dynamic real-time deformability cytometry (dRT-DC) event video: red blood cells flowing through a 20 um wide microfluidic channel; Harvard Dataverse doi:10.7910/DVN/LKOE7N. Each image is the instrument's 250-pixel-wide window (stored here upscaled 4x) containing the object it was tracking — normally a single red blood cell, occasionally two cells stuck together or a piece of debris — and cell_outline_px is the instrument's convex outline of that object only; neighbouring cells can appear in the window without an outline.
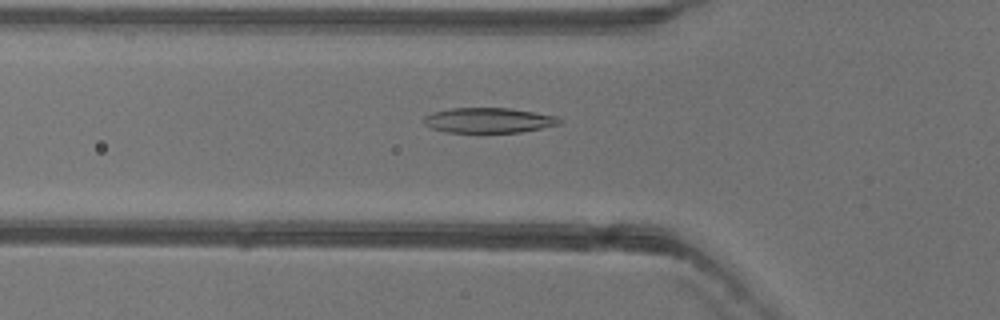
{"species": "common noctule bat (a hibernating species)", "species_latin": "Nyctalus noctula", "temperature_condition": "warm", "stored_images_in_passage": 38, "camera_frame_rate_fps": 3000, "um_per_image_px": 0.085, "animal": {"sex": "female"}, "frame": {"image": 1, "passage_image": 6, "time_ms": 1.667, "image_size_px": [1000, 320], "cell_outline_px": [[564, 120], [560, 124], [520, 132], [448, 132], [432, 128], [424, 124], [424, 116], [432, 112], [452, 108], [508, 108], [556, 116]], "centroid_in_image_um": [41.53, 10.22], "position_along_channel_um": 84.3, "area_um2": 19.65}}
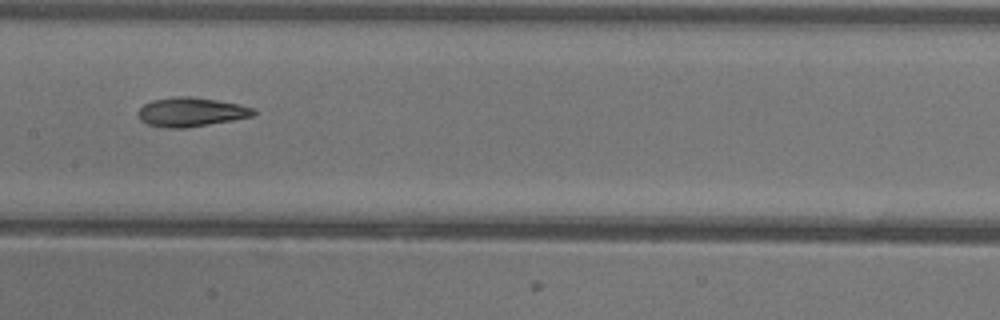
{"frame": {"image": 2, "passage_image": 14, "time_ms": 4.333, "image_size_px": [1000, 320], "cell_outline_px": [[256, 112], [252, 116], [232, 120], [184, 128], [168, 128], [148, 124], [140, 120], [140, 108], [144, 104], [152, 100], [176, 96], [192, 96], [216, 100], [256, 108]], "centroid_in_image_um": [16.24, 9.51], "position_along_channel_um": 191.2, "area_um2": 19.31}}
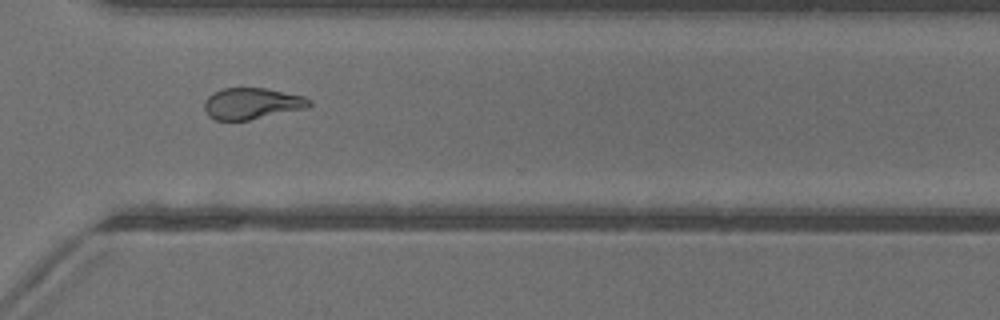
{"frame": {"image": 3, "passage_image": 26, "time_ms": 8.333, "image_size_px": [1000, 320], "cell_outline_px": [[312, 104], [308, 108], [248, 120], [216, 120], [208, 116], [204, 108], [204, 100], [212, 92], [224, 88], [264, 88], [304, 96], [312, 100]], "centroid_in_image_um": [21.41, 8.8], "position_along_channel_um": 349.2, "area_um2": 19.25}, "authors_computed_cell_mechanics": {"area_um2": 19.1029, "velocity_mm_per_s": 3.9664, "shape_relaxation_time_tau1_ms": 4.851, "shape_relaxation_time_tau2_ms": 2.2764, "deformation_change_tau1": 0.168, "deformation_change_tau2": 0.0912}}